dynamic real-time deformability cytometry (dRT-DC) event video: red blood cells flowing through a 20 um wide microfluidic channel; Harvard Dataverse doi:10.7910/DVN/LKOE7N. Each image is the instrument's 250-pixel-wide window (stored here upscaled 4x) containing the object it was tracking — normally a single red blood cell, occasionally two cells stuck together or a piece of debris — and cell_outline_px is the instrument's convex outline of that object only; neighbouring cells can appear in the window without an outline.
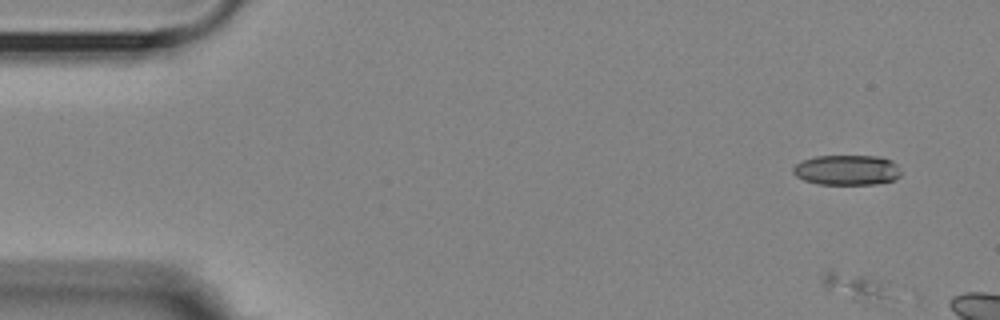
{"species": "Egyptian fruit bat (a non-hibernating species)", "species_latin": "Rousettus aegyptiacus", "temperature_condition": "room temperature", "stored_images_in_passage": 6, "segment_of_instrument_passage": [2, 2], "camera_frame_rate_fps": 3000, "um_per_image_px": 0.085, "animal": {"sex": "female"}, "frame": {"image": 1, "passage_image": 4, "time_ms": 1.0, "image_size_px": [1000, 320], "cell_outline_px": [[888, 296], [856, 300], [828, 292], [820, 280], [820, 276], [824, 272], [832, 268], [880, 280]], "centroid_in_image_um": [72.42, 24.23], "position_along_channel_um": 12.6, "area_um2": 10.12}}